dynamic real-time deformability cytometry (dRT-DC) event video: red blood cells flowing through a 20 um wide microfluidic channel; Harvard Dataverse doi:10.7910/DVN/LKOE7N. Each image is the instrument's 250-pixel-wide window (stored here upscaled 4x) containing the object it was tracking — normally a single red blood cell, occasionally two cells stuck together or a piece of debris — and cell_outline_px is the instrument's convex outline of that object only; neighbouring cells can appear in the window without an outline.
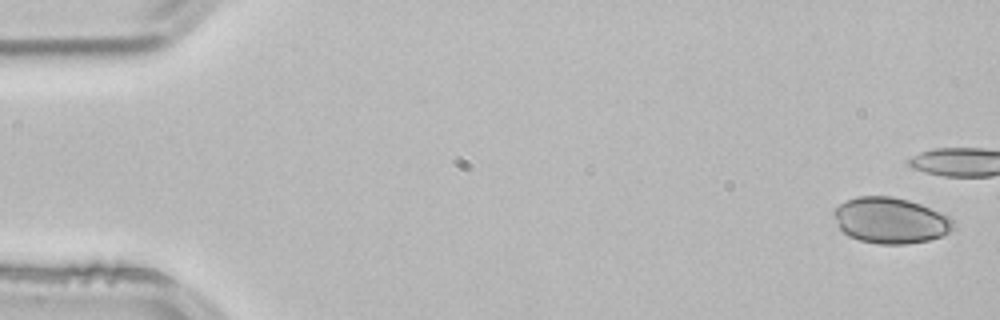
{"species": "common noctule bat (a hibernating species)", "species_latin": "Nyctalus noctula", "temperature_condition": "room temperature", "stored_images_in_passage": 4, "camera_frame_rate_fps": 3000, "um_per_image_px": 0.085, "animal": {"sex": "male", "body_mass_g": 21.5, "forearm_length_mm": 52.0}, "frame": {"image": 1, "passage_image": 1, "time_ms": 0.0, "image_size_px": [1000, 320], "cell_outline_px": [[956, 228], [940, 236], [928, 240], [904, 244], [880, 244], [860, 240], [848, 236], [840, 228], [832, 212], [840, 204], [856, 196], [892, 196], [908, 200], [920, 204], [948, 216], [956, 224]], "centroid_in_image_um": [75.69, 18.73], "position_along_channel_um": 9.3, "area_um2": 31.73}}
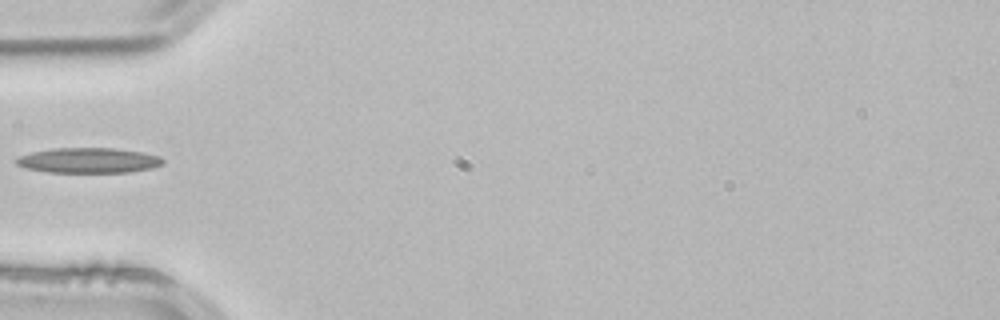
{"frame": {"image": 2, "passage_image": 4, "time_ms": 1.0, "image_size_px": [1000, 320], "cell_outline_px": [[164, 164], [152, 168], [128, 172], [48, 172], [24, 168], [16, 164], [12, 160], [16, 156], [32, 152], [52, 148], [116, 148], [144, 152], [160, 156], [164, 160]], "centroid_in_image_um": [7.49, 13.63], "position_along_channel_um": 77.5, "area_um2": 21.85}}